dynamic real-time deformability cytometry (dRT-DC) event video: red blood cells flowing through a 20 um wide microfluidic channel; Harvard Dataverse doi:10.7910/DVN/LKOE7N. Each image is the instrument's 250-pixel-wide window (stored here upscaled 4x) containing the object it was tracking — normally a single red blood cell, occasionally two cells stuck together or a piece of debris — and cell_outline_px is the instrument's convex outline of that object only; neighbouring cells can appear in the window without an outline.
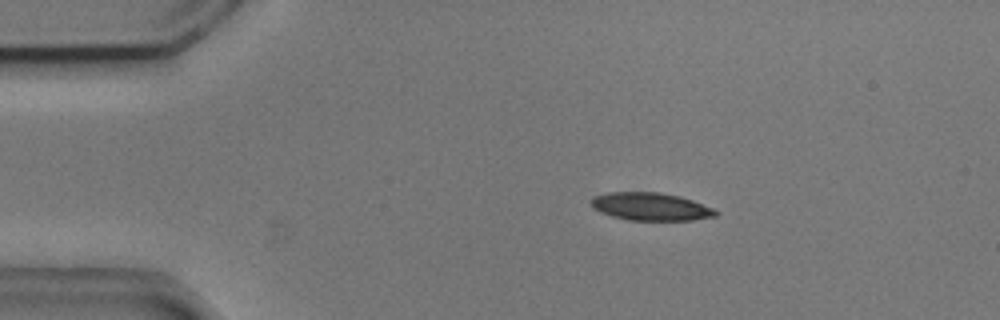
{"species": "common noctule bat (a hibernating species)", "species_latin": "Nyctalus noctula", "temperature_condition": "cold", "stored_images_in_passage": 5, "camera_frame_rate_fps": 3000, "um_per_image_px": 0.085, "animal": {"sex": "male", "body_mass_g": 20.5, "forearm_length_mm": 52.5}, "frame": {"image": 1, "passage_image": 2, "time_ms": 0.333, "image_size_px": [1000, 320], "cell_outline_px": [[720, 212], [716, 216], [692, 220], [628, 220], [612, 216], [600, 212], [592, 208], [592, 196], [608, 192], [660, 192], [680, 196], [716, 208]], "centroid_in_image_um": [55.34, 17.56], "position_along_channel_um": 29.7, "area_um2": 20.4}}